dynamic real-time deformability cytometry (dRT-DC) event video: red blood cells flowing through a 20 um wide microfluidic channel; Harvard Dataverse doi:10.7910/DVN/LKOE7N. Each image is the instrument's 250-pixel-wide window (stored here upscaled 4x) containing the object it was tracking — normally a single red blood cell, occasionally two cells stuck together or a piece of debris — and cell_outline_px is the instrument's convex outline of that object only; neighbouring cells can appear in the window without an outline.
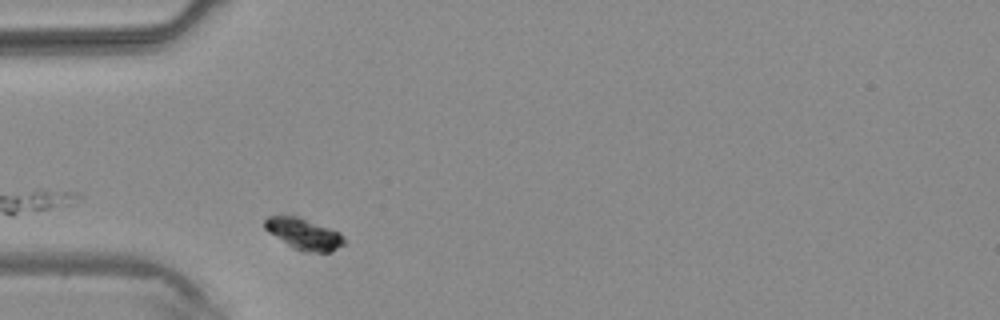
{"species": "common noctule bat (a hibernating species)", "species_latin": "Nyctalus noctula", "temperature_condition": "warm", "stored_images_in_passage": 4, "camera_frame_rate_fps": 3000, "um_per_image_px": 0.085, "animal": {"sex": "male", "body_mass_g": 20.4}, "frame": {"image": 1, "passage_image": 4, "time_ms": 4.667, "image_size_px": [1000, 320], "cell_outline_px": [[344, 244], [332, 252], [304, 252], [288, 244], [268, 232], [264, 228], [264, 220], [268, 216], [296, 216], [340, 232], [344, 236]], "centroid_in_image_um": [25.84, 19.89], "position_along_channel_um": 59.2, "area_um2": 14.22}}